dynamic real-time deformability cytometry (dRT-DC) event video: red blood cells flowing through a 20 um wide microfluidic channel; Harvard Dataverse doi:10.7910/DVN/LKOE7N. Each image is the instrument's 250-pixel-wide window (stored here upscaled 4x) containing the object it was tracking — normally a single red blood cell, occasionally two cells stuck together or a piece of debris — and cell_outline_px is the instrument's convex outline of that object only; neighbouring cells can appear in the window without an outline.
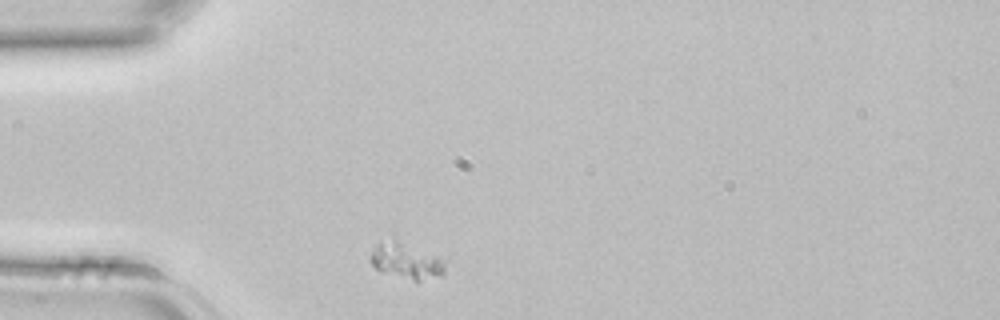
{"species": "common noctule bat (a hibernating species)", "species_latin": "Nyctalus noctula", "temperature_condition": "room temperature", "stored_images_in_passage": 27, "camera_frame_rate_fps": 3000, "um_per_image_px": 0.085, "animal": {"sex": "female", "body_mass_g": 22.7, "forearm_length_mm": 54.2}, "frame": {"image": 1, "passage_image": 1, "time_ms": 0.0, "image_size_px": [1000, 320], "cell_outline_px": [[448, 260], [444, 276], [420, 280], [412, 280], [380, 272], [368, 260], [368, 256], [372, 248], [380, 240], [396, 236], [448, 256]], "centroid_in_image_um": [34.62, 22.07], "position_along_channel_um": 50.4, "area_um2": 17.69}}
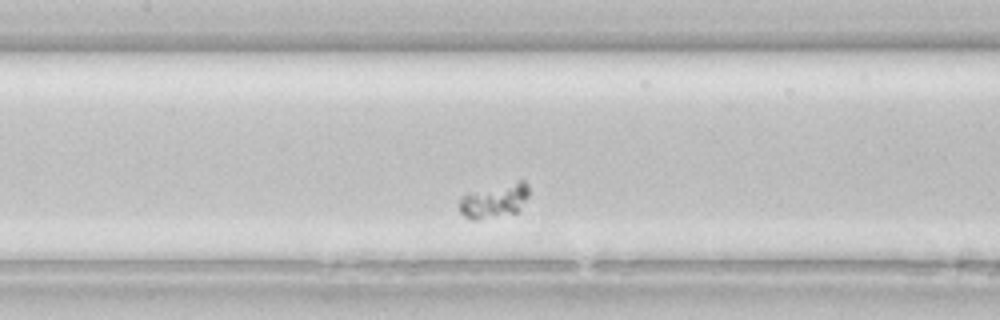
{"frame": {"image": 2, "passage_image": 10, "time_ms": 3.0, "image_size_px": [1000, 320], "cell_outline_px": [[528, 196], [516, 212], [476, 220], [472, 220], [464, 216], [460, 212], [460, 196], [464, 192], [520, 180], [524, 180], [528, 184]], "centroid_in_image_um": [41.97, 17.03], "position_along_channel_um": 165.4, "area_um2": 13.93}}
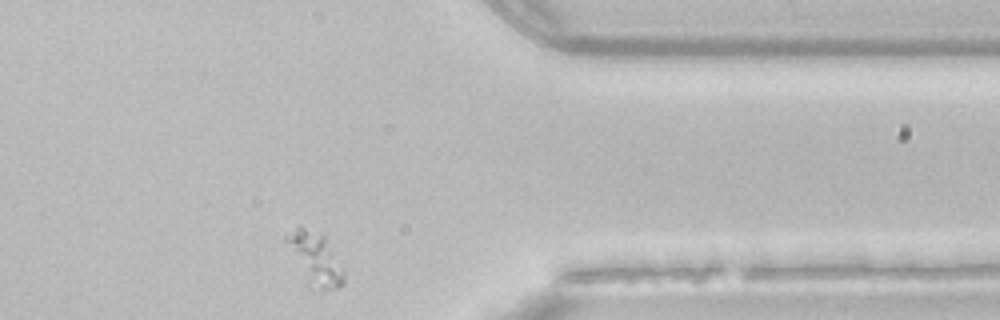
{"frame": {"image": 3, "passage_image": 26, "time_ms": 8.333, "image_size_px": [1000, 320], "cell_outline_px": [[344, 284], [336, 288], [320, 288], [316, 284], [284, 240], [284, 236], [300, 224], [324, 236], [344, 268]], "centroid_in_image_um": [26.87, 21.84], "position_along_channel_um": 384.5, "area_um2": 15.78}}